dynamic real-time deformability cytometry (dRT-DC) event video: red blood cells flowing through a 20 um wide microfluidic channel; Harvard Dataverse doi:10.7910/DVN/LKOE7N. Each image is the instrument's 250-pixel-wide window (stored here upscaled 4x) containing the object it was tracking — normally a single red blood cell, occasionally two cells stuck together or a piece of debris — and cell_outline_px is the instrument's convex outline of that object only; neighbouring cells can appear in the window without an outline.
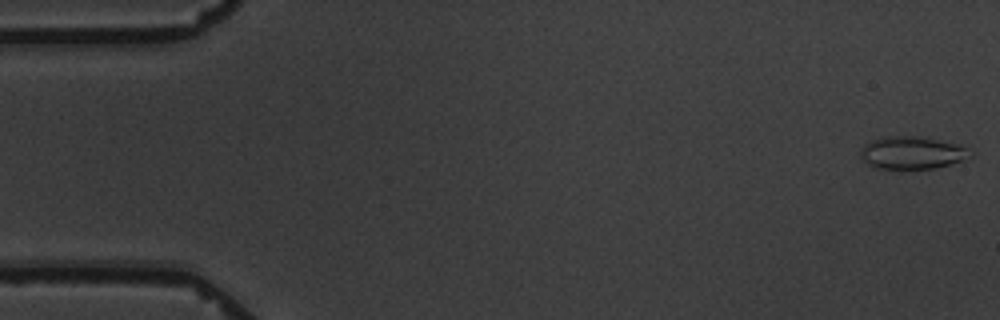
{"species": "common noctule bat (a hibernating species)", "species_latin": "Nyctalus noctula", "temperature_condition": "warm", "stored_images_in_passage": 2, "camera_frame_rate_fps": 3000, "um_per_image_px": 0.085, "animal": {"sex": "male", "body_mass_g": 19.5, "forearm_length_mm": 54.6}, "frame": {"image": 1, "passage_image": 2, "time_ms": 1.333, "image_size_px": [1000, 320], "cell_outline_px": [[972, 156], [948, 164], [932, 168], [876, 168], [868, 164], [860, 156], [860, 152], [864, 144], [880, 136], [928, 136], [956, 144], [968, 148], [972, 152]], "centroid_in_image_um": [77.5, 12.95], "position_along_channel_um": 7.5, "area_um2": 20.81}}